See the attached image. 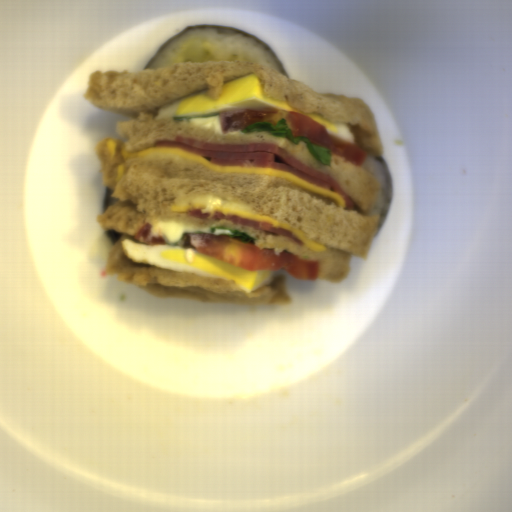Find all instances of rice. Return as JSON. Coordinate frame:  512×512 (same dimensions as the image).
Returning a JSON list of instances; mask_svg holds the SVG:
<instances>
[{
	"instance_id": "652b925c",
	"label": "rice",
	"mask_w": 512,
	"mask_h": 512,
	"mask_svg": "<svg viewBox=\"0 0 512 512\" xmlns=\"http://www.w3.org/2000/svg\"><path fill=\"white\" fill-rule=\"evenodd\" d=\"M197 45L209 47L217 60H241L272 66L281 72L271 53L254 38L232 29H201L177 37L147 70L173 68L185 63L188 51Z\"/></svg>"
},
{
	"instance_id": "023b6e5f",
	"label": "rice",
	"mask_w": 512,
	"mask_h": 512,
	"mask_svg": "<svg viewBox=\"0 0 512 512\" xmlns=\"http://www.w3.org/2000/svg\"><path fill=\"white\" fill-rule=\"evenodd\" d=\"M364 167L379 181L380 197L370 213L377 215L379 226L383 223L391 200V180L386 164L378 157L367 155Z\"/></svg>"
}]
</instances>
